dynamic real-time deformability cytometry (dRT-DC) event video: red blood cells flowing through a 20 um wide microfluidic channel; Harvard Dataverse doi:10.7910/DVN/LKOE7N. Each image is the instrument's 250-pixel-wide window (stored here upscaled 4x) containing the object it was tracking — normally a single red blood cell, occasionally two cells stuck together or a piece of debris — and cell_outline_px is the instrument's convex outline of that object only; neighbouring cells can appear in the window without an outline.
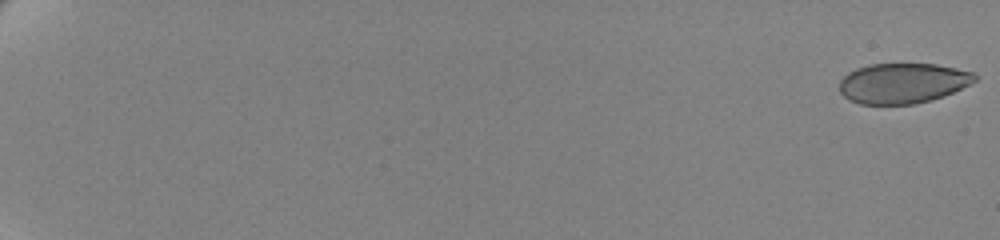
{"species": "human", "species_latin": "Homo sapiens", "temperature_condition": "cold", "stored_images_in_passage": 62, "camera_frame_rate_fps": 3000, "um_per_image_px": 0.085, "donor": {"sex": "female"}, "frame": {"image": 1, "passage_image": 1, "time_ms": 0.0, "image_size_px": [1000, 240], "cell_outline_px": [[976, 80], [944, 96], [932, 100], [912, 104], [860, 104], [848, 100], [840, 92], [840, 80], [848, 72], [856, 68], [868, 64], [936, 64], [976, 72]], "centroid_in_image_um": [76.71, 7.07], "position_along_channel_um": 8.3, "area_um2": 31.79}}
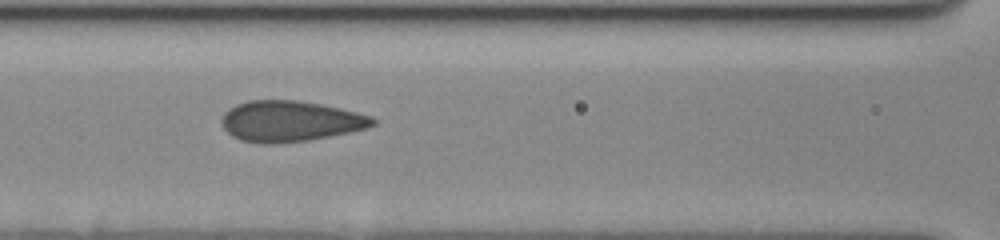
{"frame": {"image": 2, "passage_image": 32, "time_ms": 10.333, "image_size_px": [1000, 240], "cell_outline_px": [[376, 124], [368, 128], [308, 140], [276, 144], [260, 144], [240, 140], [232, 136], [220, 124], [220, 120], [224, 112], [228, 108], [236, 104], [248, 100], [296, 100], [320, 104], [340, 108], [372, 116], [376, 120]], "centroid_in_image_um": [24.62, 10.3], "position_along_channel_um": 142.0, "area_um2": 36.13}}
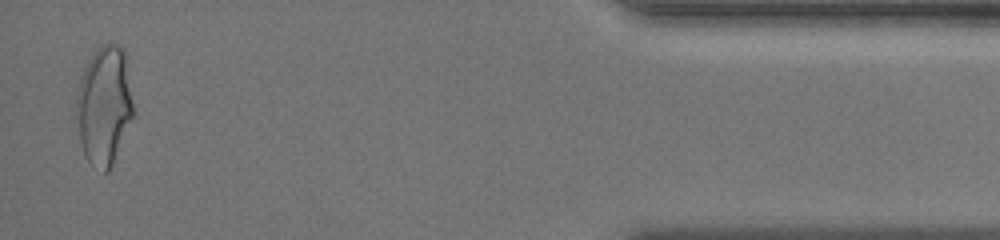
{"frame": {"image": 3, "passage_image": 61, "time_ms": 20.0, "image_size_px": [1000, 240], "cell_outline_px": [[132, 116], [112, 164], [108, 172], [104, 172], [88, 160], [84, 156], [72, 112], [76, 92], [80, 76], [88, 60], [96, 48], [100, 44], [120, 44], [124, 48], [128, 56], [132, 104]], "centroid_in_image_um": [8.8, 8.88], "position_along_channel_um": 426.4, "area_um2": 40.17}, "authors_computed_cell_mechanics": {"area_um2": 35.258, "velocity_mm_per_s": 3.4918, "shape_relaxation_time_tau1_ms": 5.8963, "shape_relaxation_time_tau2_ms": null, "deformation_change_tau1": 0.1406, "deformation_change_tau2": null}}